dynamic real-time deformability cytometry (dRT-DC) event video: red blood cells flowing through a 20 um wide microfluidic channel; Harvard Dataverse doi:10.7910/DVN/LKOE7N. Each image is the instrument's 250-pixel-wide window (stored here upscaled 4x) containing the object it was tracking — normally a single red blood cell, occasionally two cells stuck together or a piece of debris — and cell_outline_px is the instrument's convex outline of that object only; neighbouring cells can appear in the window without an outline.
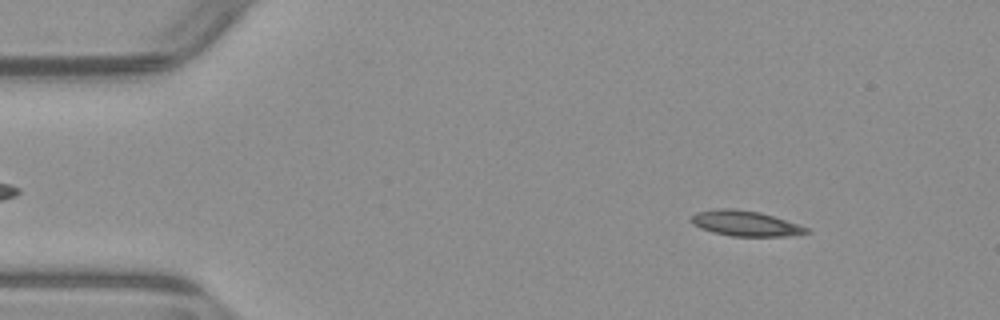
{"species": "common noctule bat (a hibernating species)", "species_latin": "Nyctalus noctula", "temperature_condition": "warm", "stored_images_in_passage": 52, "camera_frame_rate_fps": 3000, "um_per_image_px": 0.085, "animal": {"sex": "male", "body_mass_g": 23.1, "forearm_length_mm": 52.7}, "frame": {"image": 1, "passage_image": 6, "time_ms": 1.667, "image_size_px": [1000, 320], "cell_outline_px": [[812, 232], [788, 236], [732, 236], [712, 232], [700, 228], [692, 224], [688, 220], [688, 216], [696, 212], [716, 208], [736, 208], [760, 212], [812, 228]], "centroid_in_image_um": [63.33, 18.98], "position_along_channel_um": 21.7, "area_um2": 17.46}}
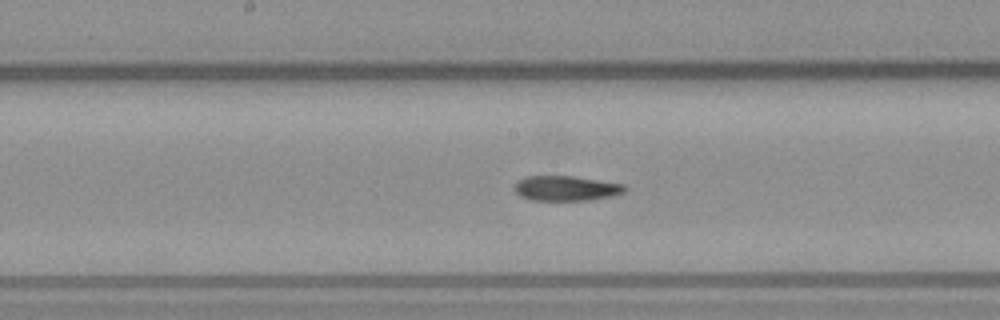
{"frame": {"image": 2, "passage_image": 26, "time_ms": 8.333, "image_size_px": [1000, 320], "cell_outline_px": [[628, 188], [624, 192], [616, 196], [592, 200], [528, 200], [520, 196], [516, 192], [516, 184], [520, 180], [528, 176], [572, 176], [624, 184]], "centroid_in_image_um": [48.18, 16.02], "position_along_channel_um": 200.0, "area_um2": 16.07}}
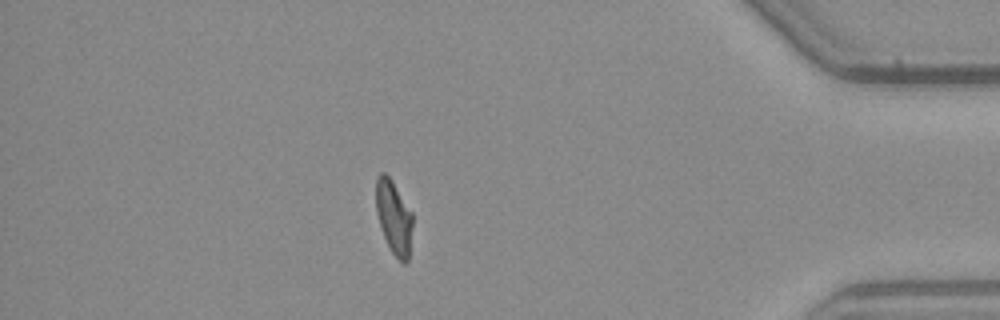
{"frame": {"image": 3, "passage_image": 45, "time_ms": 14.667, "image_size_px": [1000, 320], "cell_outline_px": [[412, 224], [408, 260], [404, 264], [392, 252], [384, 236], [376, 212], [376, 180], [380, 172], [384, 172], [392, 180], [412, 212]], "centroid_in_image_um": [33.47, 18.43], "position_along_channel_um": 401.7, "area_um2": 15.43}, "authors_computed_cell_mechanics": {"area_um2": 16.7909, "velocity_mm_per_s": 3.9021, "shape_relaxation_time_tau1_ms": null, "shape_relaxation_time_tau2_ms": 5.0025, "deformation_change_tau1": null, "deformation_change_tau2": 0.1219}}